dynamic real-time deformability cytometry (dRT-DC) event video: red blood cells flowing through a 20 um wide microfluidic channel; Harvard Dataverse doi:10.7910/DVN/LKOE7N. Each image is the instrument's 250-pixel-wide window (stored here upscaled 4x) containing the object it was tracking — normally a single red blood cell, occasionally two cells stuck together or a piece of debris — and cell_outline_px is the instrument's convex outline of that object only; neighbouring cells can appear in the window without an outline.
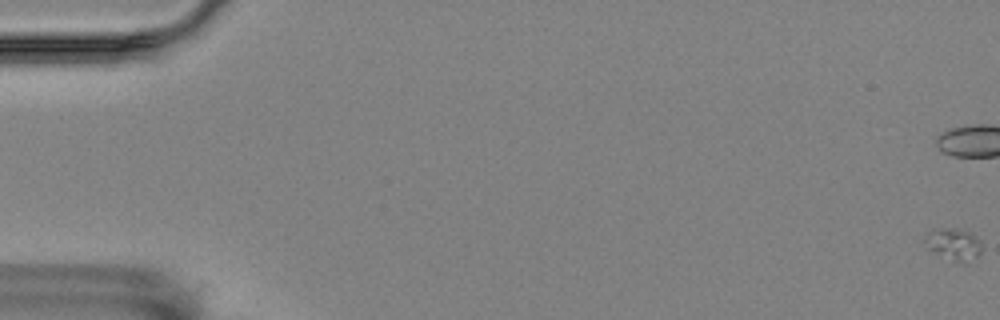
{"species": "Egyptian fruit bat (a non-hibernating species)", "species_latin": "Rousettus aegyptiacus", "temperature_condition": "room temperature", "stored_images_in_passage": 20, "camera_frame_rate_fps": 3000, "um_per_image_px": 0.085, "animal": {"sex": "female"}, "frame": {"image": 1, "passage_image": 1, "time_ms": 0.0, "image_size_px": [1000, 320], "cell_outline_px": [[980, 252], [976, 256], [964, 264], [952, 260], [928, 248], [924, 240], [924, 232], [944, 228], [956, 228], [968, 232], [976, 236], [980, 240]], "centroid_in_image_um": [81.04, 20.73], "position_along_channel_um": 4.0, "area_um2": 10.35}}